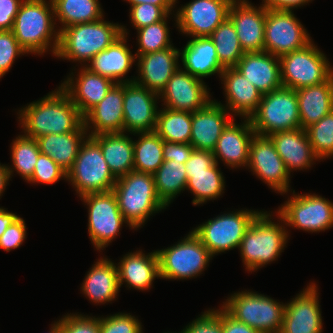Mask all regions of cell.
I'll return each instance as SVG.
<instances>
[{
	"label": "cell",
	"mask_w": 333,
	"mask_h": 333,
	"mask_svg": "<svg viewBox=\"0 0 333 333\" xmlns=\"http://www.w3.org/2000/svg\"><path fill=\"white\" fill-rule=\"evenodd\" d=\"M17 114L23 135L34 139L74 132L84 123L83 115L60 86L20 108Z\"/></svg>",
	"instance_id": "6da1fadb"
},
{
	"label": "cell",
	"mask_w": 333,
	"mask_h": 333,
	"mask_svg": "<svg viewBox=\"0 0 333 333\" xmlns=\"http://www.w3.org/2000/svg\"><path fill=\"white\" fill-rule=\"evenodd\" d=\"M55 25L52 0H24L15 17L12 31L28 54L43 55L50 51L55 56L60 33Z\"/></svg>",
	"instance_id": "7a4b0ae2"
},
{
	"label": "cell",
	"mask_w": 333,
	"mask_h": 333,
	"mask_svg": "<svg viewBox=\"0 0 333 333\" xmlns=\"http://www.w3.org/2000/svg\"><path fill=\"white\" fill-rule=\"evenodd\" d=\"M276 214L279 223L271 220L272 212L260 210L245 231L238 249L246 271L255 272L276 261L285 249L288 229L283 218Z\"/></svg>",
	"instance_id": "3957f363"
},
{
	"label": "cell",
	"mask_w": 333,
	"mask_h": 333,
	"mask_svg": "<svg viewBox=\"0 0 333 333\" xmlns=\"http://www.w3.org/2000/svg\"><path fill=\"white\" fill-rule=\"evenodd\" d=\"M75 24L59 33L55 57L86 66L95 55L110 46L121 34V25L103 19ZM85 63V65H84Z\"/></svg>",
	"instance_id": "277c9868"
},
{
	"label": "cell",
	"mask_w": 333,
	"mask_h": 333,
	"mask_svg": "<svg viewBox=\"0 0 333 333\" xmlns=\"http://www.w3.org/2000/svg\"><path fill=\"white\" fill-rule=\"evenodd\" d=\"M128 224L136 230L155 213L167 209L157 195L153 174L131 171L117 178L112 190Z\"/></svg>",
	"instance_id": "5b68a950"
},
{
	"label": "cell",
	"mask_w": 333,
	"mask_h": 333,
	"mask_svg": "<svg viewBox=\"0 0 333 333\" xmlns=\"http://www.w3.org/2000/svg\"><path fill=\"white\" fill-rule=\"evenodd\" d=\"M222 307L236 320L261 333L281 331L285 303L254 291L245 290L231 294Z\"/></svg>",
	"instance_id": "8992f818"
},
{
	"label": "cell",
	"mask_w": 333,
	"mask_h": 333,
	"mask_svg": "<svg viewBox=\"0 0 333 333\" xmlns=\"http://www.w3.org/2000/svg\"><path fill=\"white\" fill-rule=\"evenodd\" d=\"M249 119L255 134L262 136L301 128L296 90L282 86L263 94Z\"/></svg>",
	"instance_id": "52a82bcc"
},
{
	"label": "cell",
	"mask_w": 333,
	"mask_h": 333,
	"mask_svg": "<svg viewBox=\"0 0 333 333\" xmlns=\"http://www.w3.org/2000/svg\"><path fill=\"white\" fill-rule=\"evenodd\" d=\"M117 178L107 165L100 145L88 136L82 143L72 168L67 172L78 196L88 193L112 191Z\"/></svg>",
	"instance_id": "ba28073f"
},
{
	"label": "cell",
	"mask_w": 333,
	"mask_h": 333,
	"mask_svg": "<svg viewBox=\"0 0 333 333\" xmlns=\"http://www.w3.org/2000/svg\"><path fill=\"white\" fill-rule=\"evenodd\" d=\"M180 240L173 246L156 250L160 279L187 280L200 276L212 260L213 256L192 230Z\"/></svg>",
	"instance_id": "9c48e42d"
},
{
	"label": "cell",
	"mask_w": 333,
	"mask_h": 333,
	"mask_svg": "<svg viewBox=\"0 0 333 333\" xmlns=\"http://www.w3.org/2000/svg\"><path fill=\"white\" fill-rule=\"evenodd\" d=\"M312 40L305 47L279 57L283 87L297 90L325 82L333 67Z\"/></svg>",
	"instance_id": "30bf717a"
},
{
	"label": "cell",
	"mask_w": 333,
	"mask_h": 333,
	"mask_svg": "<svg viewBox=\"0 0 333 333\" xmlns=\"http://www.w3.org/2000/svg\"><path fill=\"white\" fill-rule=\"evenodd\" d=\"M260 211L241 209L208 219L192 229L214 257L219 253L239 248L245 231Z\"/></svg>",
	"instance_id": "8fae6325"
},
{
	"label": "cell",
	"mask_w": 333,
	"mask_h": 333,
	"mask_svg": "<svg viewBox=\"0 0 333 333\" xmlns=\"http://www.w3.org/2000/svg\"><path fill=\"white\" fill-rule=\"evenodd\" d=\"M88 209V234L92 245L101 251L119 235L123 224L133 229L121 214L113 191L80 196Z\"/></svg>",
	"instance_id": "7c38bea8"
},
{
	"label": "cell",
	"mask_w": 333,
	"mask_h": 333,
	"mask_svg": "<svg viewBox=\"0 0 333 333\" xmlns=\"http://www.w3.org/2000/svg\"><path fill=\"white\" fill-rule=\"evenodd\" d=\"M290 198L275 211L284 220L286 227L306 232H322L333 227V203L315 193L297 194L295 190Z\"/></svg>",
	"instance_id": "4fadbf2b"
},
{
	"label": "cell",
	"mask_w": 333,
	"mask_h": 333,
	"mask_svg": "<svg viewBox=\"0 0 333 333\" xmlns=\"http://www.w3.org/2000/svg\"><path fill=\"white\" fill-rule=\"evenodd\" d=\"M293 12V10H267L264 30L265 52L281 57L305 47L312 41Z\"/></svg>",
	"instance_id": "5bb4252c"
},
{
	"label": "cell",
	"mask_w": 333,
	"mask_h": 333,
	"mask_svg": "<svg viewBox=\"0 0 333 333\" xmlns=\"http://www.w3.org/2000/svg\"><path fill=\"white\" fill-rule=\"evenodd\" d=\"M234 0H192L174 18L178 31L190 37H209L228 18Z\"/></svg>",
	"instance_id": "9a60e30c"
},
{
	"label": "cell",
	"mask_w": 333,
	"mask_h": 333,
	"mask_svg": "<svg viewBox=\"0 0 333 333\" xmlns=\"http://www.w3.org/2000/svg\"><path fill=\"white\" fill-rule=\"evenodd\" d=\"M248 170L281 195L290 188V174L269 136L255 134L249 149Z\"/></svg>",
	"instance_id": "2e32d148"
},
{
	"label": "cell",
	"mask_w": 333,
	"mask_h": 333,
	"mask_svg": "<svg viewBox=\"0 0 333 333\" xmlns=\"http://www.w3.org/2000/svg\"><path fill=\"white\" fill-rule=\"evenodd\" d=\"M159 95L135 82L124 83L123 132H154ZM128 132V133H127Z\"/></svg>",
	"instance_id": "e0dca14e"
},
{
	"label": "cell",
	"mask_w": 333,
	"mask_h": 333,
	"mask_svg": "<svg viewBox=\"0 0 333 333\" xmlns=\"http://www.w3.org/2000/svg\"><path fill=\"white\" fill-rule=\"evenodd\" d=\"M317 284L310 282L290 302L285 303L279 333H323Z\"/></svg>",
	"instance_id": "ac0fdd59"
},
{
	"label": "cell",
	"mask_w": 333,
	"mask_h": 333,
	"mask_svg": "<svg viewBox=\"0 0 333 333\" xmlns=\"http://www.w3.org/2000/svg\"><path fill=\"white\" fill-rule=\"evenodd\" d=\"M209 88L205 82L185 70L179 69L168 80L159 95L164 107L175 111L196 112L210 100Z\"/></svg>",
	"instance_id": "d6986e66"
},
{
	"label": "cell",
	"mask_w": 333,
	"mask_h": 333,
	"mask_svg": "<svg viewBox=\"0 0 333 333\" xmlns=\"http://www.w3.org/2000/svg\"><path fill=\"white\" fill-rule=\"evenodd\" d=\"M267 10L248 0H234L228 18L232 21L244 52L264 51V30Z\"/></svg>",
	"instance_id": "ffe728a7"
},
{
	"label": "cell",
	"mask_w": 333,
	"mask_h": 333,
	"mask_svg": "<svg viewBox=\"0 0 333 333\" xmlns=\"http://www.w3.org/2000/svg\"><path fill=\"white\" fill-rule=\"evenodd\" d=\"M179 58V49L174 46L144 55H136L137 73L139 74L135 77L134 82L160 95L168 80L179 69Z\"/></svg>",
	"instance_id": "44dd1931"
},
{
	"label": "cell",
	"mask_w": 333,
	"mask_h": 333,
	"mask_svg": "<svg viewBox=\"0 0 333 333\" xmlns=\"http://www.w3.org/2000/svg\"><path fill=\"white\" fill-rule=\"evenodd\" d=\"M222 103L211 99L192 113L190 144L195 150L213 152L223 129L234 118Z\"/></svg>",
	"instance_id": "7402d4cb"
},
{
	"label": "cell",
	"mask_w": 333,
	"mask_h": 333,
	"mask_svg": "<svg viewBox=\"0 0 333 333\" xmlns=\"http://www.w3.org/2000/svg\"><path fill=\"white\" fill-rule=\"evenodd\" d=\"M235 117L223 129L213 150L215 161L224 162L232 169L246 167L249 160V149L255 131L249 118L237 124Z\"/></svg>",
	"instance_id": "603a6c76"
},
{
	"label": "cell",
	"mask_w": 333,
	"mask_h": 333,
	"mask_svg": "<svg viewBox=\"0 0 333 333\" xmlns=\"http://www.w3.org/2000/svg\"><path fill=\"white\" fill-rule=\"evenodd\" d=\"M125 27L121 25L122 35L105 50L95 55L86 65L92 72L109 78L115 83H130L135 80V76L124 79L137 60L136 55L132 54L131 48L127 45L129 32Z\"/></svg>",
	"instance_id": "cb8c5ba5"
},
{
	"label": "cell",
	"mask_w": 333,
	"mask_h": 333,
	"mask_svg": "<svg viewBox=\"0 0 333 333\" xmlns=\"http://www.w3.org/2000/svg\"><path fill=\"white\" fill-rule=\"evenodd\" d=\"M78 70L76 77L72 72V76L69 74L59 86L84 116L106 96L115 82L92 72L86 66H81Z\"/></svg>",
	"instance_id": "d4e9b609"
},
{
	"label": "cell",
	"mask_w": 333,
	"mask_h": 333,
	"mask_svg": "<svg viewBox=\"0 0 333 333\" xmlns=\"http://www.w3.org/2000/svg\"><path fill=\"white\" fill-rule=\"evenodd\" d=\"M123 99L124 83H115L106 96L83 116L89 136L123 133Z\"/></svg>",
	"instance_id": "484cf974"
},
{
	"label": "cell",
	"mask_w": 333,
	"mask_h": 333,
	"mask_svg": "<svg viewBox=\"0 0 333 333\" xmlns=\"http://www.w3.org/2000/svg\"><path fill=\"white\" fill-rule=\"evenodd\" d=\"M220 79L226 96V105H222L231 116L250 118L260 104L262 93L234 67L225 68Z\"/></svg>",
	"instance_id": "4316f807"
},
{
	"label": "cell",
	"mask_w": 333,
	"mask_h": 333,
	"mask_svg": "<svg viewBox=\"0 0 333 333\" xmlns=\"http://www.w3.org/2000/svg\"><path fill=\"white\" fill-rule=\"evenodd\" d=\"M234 68L262 95L282 87L279 57L268 52H245Z\"/></svg>",
	"instance_id": "83f0119b"
},
{
	"label": "cell",
	"mask_w": 333,
	"mask_h": 333,
	"mask_svg": "<svg viewBox=\"0 0 333 333\" xmlns=\"http://www.w3.org/2000/svg\"><path fill=\"white\" fill-rule=\"evenodd\" d=\"M116 265L120 288L126 283V287L146 291L151 289L156 278H160L159 259L156 250L148 254L143 253L142 250L128 252Z\"/></svg>",
	"instance_id": "f1b7e54d"
},
{
	"label": "cell",
	"mask_w": 333,
	"mask_h": 333,
	"mask_svg": "<svg viewBox=\"0 0 333 333\" xmlns=\"http://www.w3.org/2000/svg\"><path fill=\"white\" fill-rule=\"evenodd\" d=\"M269 137L290 175L292 171L309 169L320 160L314 154L306 130L303 128L276 132Z\"/></svg>",
	"instance_id": "f546056e"
},
{
	"label": "cell",
	"mask_w": 333,
	"mask_h": 333,
	"mask_svg": "<svg viewBox=\"0 0 333 333\" xmlns=\"http://www.w3.org/2000/svg\"><path fill=\"white\" fill-rule=\"evenodd\" d=\"M84 278L80 291L91 302L98 305L116 300L120 285L117 265L111 259H98Z\"/></svg>",
	"instance_id": "4dcf8cb0"
},
{
	"label": "cell",
	"mask_w": 333,
	"mask_h": 333,
	"mask_svg": "<svg viewBox=\"0 0 333 333\" xmlns=\"http://www.w3.org/2000/svg\"><path fill=\"white\" fill-rule=\"evenodd\" d=\"M183 50H179L183 70L199 78L210 77L218 74L219 78L224 67L219 62L216 48L210 37H191Z\"/></svg>",
	"instance_id": "1f68e13d"
},
{
	"label": "cell",
	"mask_w": 333,
	"mask_h": 333,
	"mask_svg": "<svg viewBox=\"0 0 333 333\" xmlns=\"http://www.w3.org/2000/svg\"><path fill=\"white\" fill-rule=\"evenodd\" d=\"M301 128L315 124L333 111V74L323 83L296 90Z\"/></svg>",
	"instance_id": "d6a6232c"
},
{
	"label": "cell",
	"mask_w": 333,
	"mask_h": 333,
	"mask_svg": "<svg viewBox=\"0 0 333 333\" xmlns=\"http://www.w3.org/2000/svg\"><path fill=\"white\" fill-rule=\"evenodd\" d=\"M88 136L83 123L74 132L47 134L36 140L40 153L51 157L67 173L72 168L79 149Z\"/></svg>",
	"instance_id": "836d02e7"
},
{
	"label": "cell",
	"mask_w": 333,
	"mask_h": 333,
	"mask_svg": "<svg viewBox=\"0 0 333 333\" xmlns=\"http://www.w3.org/2000/svg\"><path fill=\"white\" fill-rule=\"evenodd\" d=\"M99 145L112 174L119 178L134 171L133 138L123 133H102L91 136Z\"/></svg>",
	"instance_id": "e575fe53"
},
{
	"label": "cell",
	"mask_w": 333,
	"mask_h": 333,
	"mask_svg": "<svg viewBox=\"0 0 333 333\" xmlns=\"http://www.w3.org/2000/svg\"><path fill=\"white\" fill-rule=\"evenodd\" d=\"M54 5L55 22L61 23L62 29L80 23L94 22L104 13L99 0H52Z\"/></svg>",
	"instance_id": "d590c367"
},
{
	"label": "cell",
	"mask_w": 333,
	"mask_h": 333,
	"mask_svg": "<svg viewBox=\"0 0 333 333\" xmlns=\"http://www.w3.org/2000/svg\"><path fill=\"white\" fill-rule=\"evenodd\" d=\"M187 185L186 190L194 195L192 204L203 205L209 200L218 199L222 196L225 188V179L223 172L219 168V163H215L208 168L206 172L186 173Z\"/></svg>",
	"instance_id": "8d00e7d4"
},
{
	"label": "cell",
	"mask_w": 333,
	"mask_h": 333,
	"mask_svg": "<svg viewBox=\"0 0 333 333\" xmlns=\"http://www.w3.org/2000/svg\"><path fill=\"white\" fill-rule=\"evenodd\" d=\"M153 176L157 195L167 207L185 191L188 178L185 164L181 161H164Z\"/></svg>",
	"instance_id": "74e56055"
},
{
	"label": "cell",
	"mask_w": 333,
	"mask_h": 333,
	"mask_svg": "<svg viewBox=\"0 0 333 333\" xmlns=\"http://www.w3.org/2000/svg\"><path fill=\"white\" fill-rule=\"evenodd\" d=\"M138 136L134 140V171L154 174L164 162L163 139L154 132L133 133Z\"/></svg>",
	"instance_id": "f35d334b"
},
{
	"label": "cell",
	"mask_w": 333,
	"mask_h": 333,
	"mask_svg": "<svg viewBox=\"0 0 333 333\" xmlns=\"http://www.w3.org/2000/svg\"><path fill=\"white\" fill-rule=\"evenodd\" d=\"M191 128V112L175 111L166 107L158 111L155 132L163 141L190 143Z\"/></svg>",
	"instance_id": "ab89813d"
},
{
	"label": "cell",
	"mask_w": 333,
	"mask_h": 333,
	"mask_svg": "<svg viewBox=\"0 0 333 333\" xmlns=\"http://www.w3.org/2000/svg\"><path fill=\"white\" fill-rule=\"evenodd\" d=\"M209 37L214 43L219 62L224 68L234 67L245 53L229 18H226Z\"/></svg>",
	"instance_id": "60d3db41"
},
{
	"label": "cell",
	"mask_w": 333,
	"mask_h": 333,
	"mask_svg": "<svg viewBox=\"0 0 333 333\" xmlns=\"http://www.w3.org/2000/svg\"><path fill=\"white\" fill-rule=\"evenodd\" d=\"M39 154L40 150L36 139L23 134L18 135L11 144L13 167L7 165L10 177L13 176L15 170L25 181H28L32 177Z\"/></svg>",
	"instance_id": "b9f144b4"
},
{
	"label": "cell",
	"mask_w": 333,
	"mask_h": 333,
	"mask_svg": "<svg viewBox=\"0 0 333 333\" xmlns=\"http://www.w3.org/2000/svg\"><path fill=\"white\" fill-rule=\"evenodd\" d=\"M167 19L166 17L164 20L137 29L138 50L135 55H144L174 46Z\"/></svg>",
	"instance_id": "7bdbcfd3"
},
{
	"label": "cell",
	"mask_w": 333,
	"mask_h": 333,
	"mask_svg": "<svg viewBox=\"0 0 333 333\" xmlns=\"http://www.w3.org/2000/svg\"><path fill=\"white\" fill-rule=\"evenodd\" d=\"M305 130L312 150L320 160L333 157V111Z\"/></svg>",
	"instance_id": "ee69618b"
},
{
	"label": "cell",
	"mask_w": 333,
	"mask_h": 333,
	"mask_svg": "<svg viewBox=\"0 0 333 333\" xmlns=\"http://www.w3.org/2000/svg\"><path fill=\"white\" fill-rule=\"evenodd\" d=\"M174 8L175 7H160L150 3L137 4L130 7L129 17L132 26L137 30L164 20L166 17L169 18V16L174 13Z\"/></svg>",
	"instance_id": "f6af8a7d"
},
{
	"label": "cell",
	"mask_w": 333,
	"mask_h": 333,
	"mask_svg": "<svg viewBox=\"0 0 333 333\" xmlns=\"http://www.w3.org/2000/svg\"><path fill=\"white\" fill-rule=\"evenodd\" d=\"M142 326L138 317L126 312L100 317L101 333H143Z\"/></svg>",
	"instance_id": "bcb514c9"
},
{
	"label": "cell",
	"mask_w": 333,
	"mask_h": 333,
	"mask_svg": "<svg viewBox=\"0 0 333 333\" xmlns=\"http://www.w3.org/2000/svg\"><path fill=\"white\" fill-rule=\"evenodd\" d=\"M62 178L65 180L67 173L51 157L40 153L32 177L27 182L49 185L56 183Z\"/></svg>",
	"instance_id": "7dc6e473"
},
{
	"label": "cell",
	"mask_w": 333,
	"mask_h": 333,
	"mask_svg": "<svg viewBox=\"0 0 333 333\" xmlns=\"http://www.w3.org/2000/svg\"><path fill=\"white\" fill-rule=\"evenodd\" d=\"M28 54L16 40L12 30H0V78L12 68L15 59Z\"/></svg>",
	"instance_id": "c3c4849f"
},
{
	"label": "cell",
	"mask_w": 333,
	"mask_h": 333,
	"mask_svg": "<svg viewBox=\"0 0 333 333\" xmlns=\"http://www.w3.org/2000/svg\"><path fill=\"white\" fill-rule=\"evenodd\" d=\"M179 333H223L222 306L216 310L214 308L205 310Z\"/></svg>",
	"instance_id": "681fc988"
},
{
	"label": "cell",
	"mask_w": 333,
	"mask_h": 333,
	"mask_svg": "<svg viewBox=\"0 0 333 333\" xmlns=\"http://www.w3.org/2000/svg\"><path fill=\"white\" fill-rule=\"evenodd\" d=\"M61 333H101L100 317L67 313L61 318Z\"/></svg>",
	"instance_id": "f907efd6"
},
{
	"label": "cell",
	"mask_w": 333,
	"mask_h": 333,
	"mask_svg": "<svg viewBox=\"0 0 333 333\" xmlns=\"http://www.w3.org/2000/svg\"><path fill=\"white\" fill-rule=\"evenodd\" d=\"M26 234L25 220L19 216L0 237V248L6 252L19 248L26 239Z\"/></svg>",
	"instance_id": "816d5d0a"
},
{
	"label": "cell",
	"mask_w": 333,
	"mask_h": 333,
	"mask_svg": "<svg viewBox=\"0 0 333 333\" xmlns=\"http://www.w3.org/2000/svg\"><path fill=\"white\" fill-rule=\"evenodd\" d=\"M215 163L213 152L194 149L185 163L186 173L206 172Z\"/></svg>",
	"instance_id": "f5cc1de1"
},
{
	"label": "cell",
	"mask_w": 333,
	"mask_h": 333,
	"mask_svg": "<svg viewBox=\"0 0 333 333\" xmlns=\"http://www.w3.org/2000/svg\"><path fill=\"white\" fill-rule=\"evenodd\" d=\"M194 148L190 143H175L163 141L164 161H181L185 164L190 158Z\"/></svg>",
	"instance_id": "db71d44e"
},
{
	"label": "cell",
	"mask_w": 333,
	"mask_h": 333,
	"mask_svg": "<svg viewBox=\"0 0 333 333\" xmlns=\"http://www.w3.org/2000/svg\"><path fill=\"white\" fill-rule=\"evenodd\" d=\"M24 0H0V30H12L15 17Z\"/></svg>",
	"instance_id": "11a10c76"
},
{
	"label": "cell",
	"mask_w": 333,
	"mask_h": 333,
	"mask_svg": "<svg viewBox=\"0 0 333 333\" xmlns=\"http://www.w3.org/2000/svg\"><path fill=\"white\" fill-rule=\"evenodd\" d=\"M222 331L223 333H261L260 331L236 320L222 307Z\"/></svg>",
	"instance_id": "9f6ffc18"
},
{
	"label": "cell",
	"mask_w": 333,
	"mask_h": 333,
	"mask_svg": "<svg viewBox=\"0 0 333 333\" xmlns=\"http://www.w3.org/2000/svg\"><path fill=\"white\" fill-rule=\"evenodd\" d=\"M313 0H263L260 4L266 10H293Z\"/></svg>",
	"instance_id": "6f0895ef"
},
{
	"label": "cell",
	"mask_w": 333,
	"mask_h": 333,
	"mask_svg": "<svg viewBox=\"0 0 333 333\" xmlns=\"http://www.w3.org/2000/svg\"><path fill=\"white\" fill-rule=\"evenodd\" d=\"M19 216L7 209L0 207V237L7 227L11 225Z\"/></svg>",
	"instance_id": "680465c9"
},
{
	"label": "cell",
	"mask_w": 333,
	"mask_h": 333,
	"mask_svg": "<svg viewBox=\"0 0 333 333\" xmlns=\"http://www.w3.org/2000/svg\"><path fill=\"white\" fill-rule=\"evenodd\" d=\"M127 1L130 6H134L137 4L150 3L153 5H158L160 7H176V3L178 0H124Z\"/></svg>",
	"instance_id": "91938a15"
},
{
	"label": "cell",
	"mask_w": 333,
	"mask_h": 333,
	"mask_svg": "<svg viewBox=\"0 0 333 333\" xmlns=\"http://www.w3.org/2000/svg\"><path fill=\"white\" fill-rule=\"evenodd\" d=\"M10 177L6 164L0 163V198L6 190V186L9 184Z\"/></svg>",
	"instance_id": "94428289"
},
{
	"label": "cell",
	"mask_w": 333,
	"mask_h": 333,
	"mask_svg": "<svg viewBox=\"0 0 333 333\" xmlns=\"http://www.w3.org/2000/svg\"><path fill=\"white\" fill-rule=\"evenodd\" d=\"M48 333H61V318L51 324V328Z\"/></svg>",
	"instance_id": "6125c7cd"
}]
</instances>
